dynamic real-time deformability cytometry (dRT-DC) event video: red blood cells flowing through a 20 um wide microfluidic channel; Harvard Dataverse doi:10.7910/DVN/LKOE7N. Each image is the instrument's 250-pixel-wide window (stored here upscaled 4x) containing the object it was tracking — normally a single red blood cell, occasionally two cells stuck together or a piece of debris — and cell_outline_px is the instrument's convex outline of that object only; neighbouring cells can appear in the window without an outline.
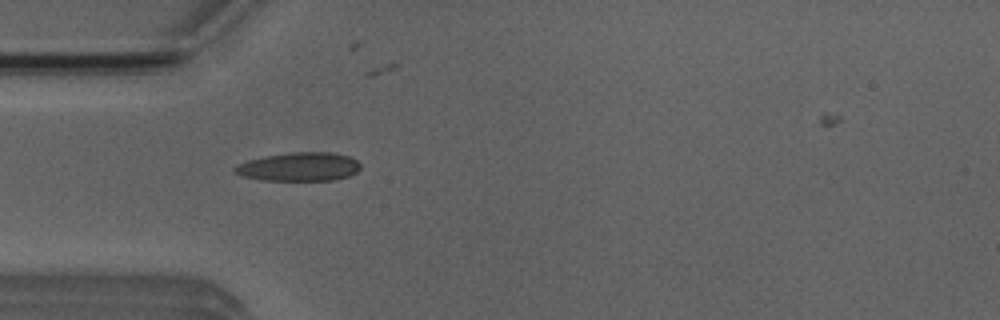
{"species": "Egyptian fruit bat (a non-hibernating species)", "species_latin": "Rousettus aegyptiacus", "temperature_condition": "room temperature", "stored_images_in_passage": 4, "camera_frame_rate_fps": 3000, "um_per_image_px": 0.085, "animal": {"sex": "male"}, "frame": {"image": 1, "passage_image": 3, "time_ms": 3.333, "image_size_px": [1000, 320], "cell_outline_px": [[360, 168], [356, 172], [348, 176], [332, 180], [260, 180], [244, 176], [232, 172], [232, 168], [236, 164], [248, 160], [264, 156], [292, 152], [332, 152], [348, 156], [356, 160], [360, 164]], "centroid_in_image_um": [25.38, 14.17], "position_along_channel_um": 59.6, "area_um2": 21.04}}